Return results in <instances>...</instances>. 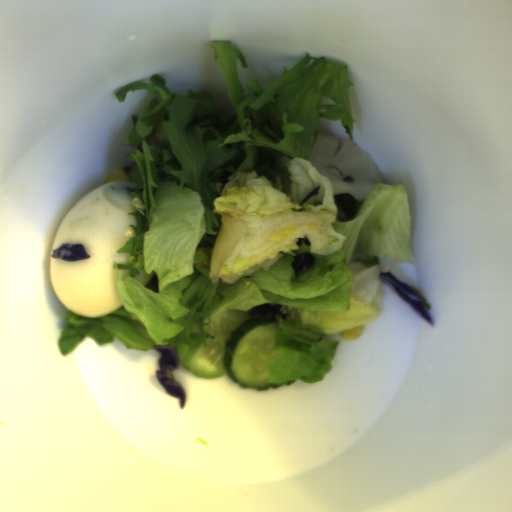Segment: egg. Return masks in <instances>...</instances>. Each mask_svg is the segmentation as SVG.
<instances>
[{
  "label": "egg",
  "mask_w": 512,
  "mask_h": 512,
  "mask_svg": "<svg viewBox=\"0 0 512 512\" xmlns=\"http://www.w3.org/2000/svg\"><path fill=\"white\" fill-rule=\"evenodd\" d=\"M136 184L124 180L105 183L80 198L59 225L54 249L64 242L83 243L88 260L64 262L49 256L51 288L60 302L77 316L98 318L123 306L114 264L128 263L130 255L117 253L137 225L133 200L125 195Z\"/></svg>",
  "instance_id": "1"
}]
</instances>
